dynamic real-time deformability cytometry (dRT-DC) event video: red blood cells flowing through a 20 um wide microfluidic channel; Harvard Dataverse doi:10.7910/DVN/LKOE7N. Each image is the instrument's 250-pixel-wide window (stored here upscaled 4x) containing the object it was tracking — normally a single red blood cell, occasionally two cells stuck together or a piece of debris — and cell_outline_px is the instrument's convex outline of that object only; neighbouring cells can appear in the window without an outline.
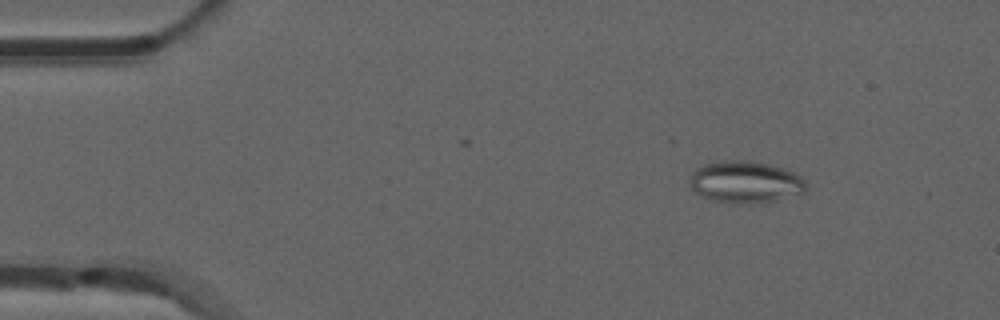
{"species": "common noctule bat (a hibernating species)", "species_latin": "Nyctalus noctula", "temperature_condition": "room temperature", "stored_images_in_passage": 21, "camera_frame_rate_fps": 3000, "um_per_image_px": 0.085, "animal": {"sex": "male", "forearm_length_mm": 52.5}, "frame": {"image": 1, "passage_image": 7, "time_ms": 2.0, "image_size_px": [1000, 320], "cell_outline_px": [[808, 188], [804, 192], [776, 200], [752, 204], [740, 204], [712, 200], [696, 192], [692, 188], [692, 172], [696, 168], [704, 164], [724, 160], [748, 160], [768, 164], [792, 172], [800, 176], [808, 184]], "centroid_in_image_um": [63.38, 15.47], "position_along_channel_um": 21.6, "area_um2": 28.21}}